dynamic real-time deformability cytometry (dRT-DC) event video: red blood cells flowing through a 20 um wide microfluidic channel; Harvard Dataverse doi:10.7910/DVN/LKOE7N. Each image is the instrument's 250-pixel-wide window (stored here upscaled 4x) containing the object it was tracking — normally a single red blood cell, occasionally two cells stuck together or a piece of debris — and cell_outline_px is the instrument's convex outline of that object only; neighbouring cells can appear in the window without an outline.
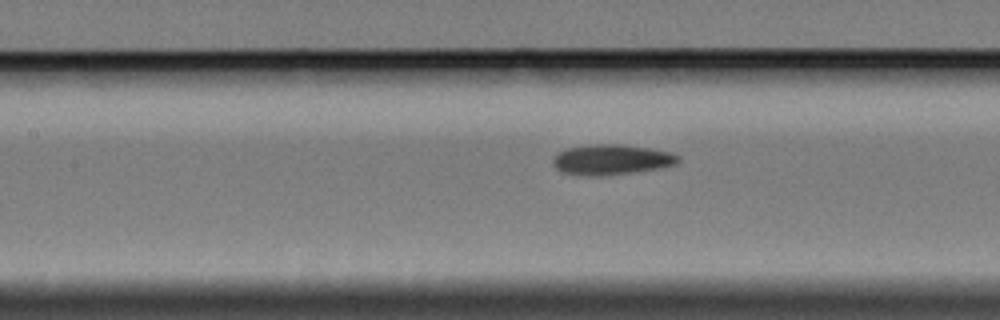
{"species": "Egyptian fruit bat (a non-hibernating species)", "species_latin": "Rousettus aegyptiacus", "temperature_condition": "cold", "stored_images_in_passage": 6, "camera_frame_rate_fps": 3000, "um_per_image_px": 0.085, "animal": {"sex": "female"}, "frame": {"image": 1, "passage_image": 6, "time_ms": 6.667, "image_size_px": [1000, 320], "cell_outline_px": [[680, 160], [676, 164], [656, 168], [632, 172], [600, 176], [588, 176], [560, 172], [552, 164], [552, 160], [560, 152], [568, 148], [592, 144], [624, 144], [672, 152], [680, 156]], "centroid_in_image_um": [51.97, 13.56], "position_along_channel_um": 155.4, "area_um2": 22.02}}